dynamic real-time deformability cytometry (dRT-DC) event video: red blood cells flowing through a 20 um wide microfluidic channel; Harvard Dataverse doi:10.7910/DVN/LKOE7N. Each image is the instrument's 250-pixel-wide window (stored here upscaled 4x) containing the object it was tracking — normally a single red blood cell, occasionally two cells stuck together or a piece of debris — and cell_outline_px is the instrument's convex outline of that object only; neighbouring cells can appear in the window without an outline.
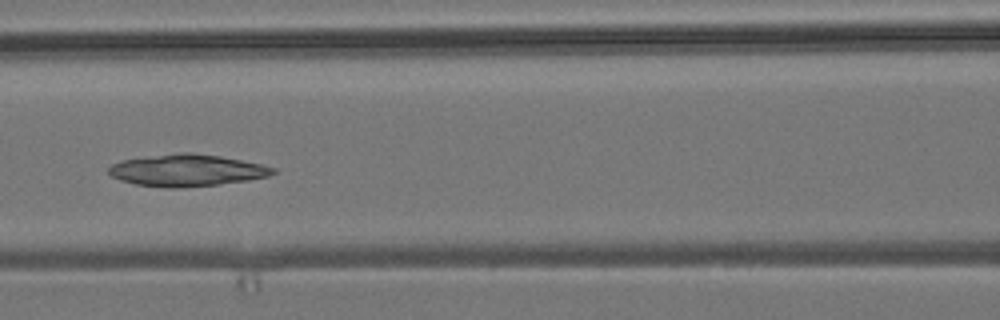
{"species": "common noctule bat (a hibernating species)", "species_latin": "Nyctalus noctula", "temperature_condition": "room temperature", "stored_images_in_passage": 7, "camera_frame_rate_fps": 3000, "um_per_image_px": 0.085, "animal": {"sex": "male", "body_mass_g": 19.2, "forearm_length_mm": 51.8}, "frame": {"image": 1, "passage_image": 7, "time_ms": 6.667, "image_size_px": [1000, 320], "cell_outline_px": [[276, 172], [268, 176], [248, 180], [216, 184], [176, 188], [168, 188], [136, 184], [120, 180], [112, 176], [108, 172], [108, 168], [112, 164], [124, 160], [180, 152], [188, 152], [220, 156], [260, 164], [276, 168]], "centroid_in_image_um": [15.88, 14.48], "position_along_channel_um": 150.7, "area_um2": 30.06}}